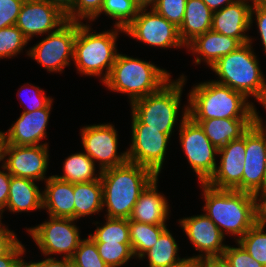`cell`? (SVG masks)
Segmentation results:
<instances>
[{"label": "cell", "mask_w": 266, "mask_h": 267, "mask_svg": "<svg viewBox=\"0 0 266 267\" xmlns=\"http://www.w3.org/2000/svg\"><path fill=\"white\" fill-rule=\"evenodd\" d=\"M156 177L149 168L129 161L102 170L104 217L129 219L140 194Z\"/></svg>", "instance_id": "obj_1"}, {"label": "cell", "mask_w": 266, "mask_h": 267, "mask_svg": "<svg viewBox=\"0 0 266 267\" xmlns=\"http://www.w3.org/2000/svg\"><path fill=\"white\" fill-rule=\"evenodd\" d=\"M199 184L205 201L202 207L204 214L216 224L224 237H235L236 243L255 225L252 193Z\"/></svg>", "instance_id": "obj_2"}, {"label": "cell", "mask_w": 266, "mask_h": 267, "mask_svg": "<svg viewBox=\"0 0 266 267\" xmlns=\"http://www.w3.org/2000/svg\"><path fill=\"white\" fill-rule=\"evenodd\" d=\"M254 39L220 58L210 68L218 76L213 81L242 93L247 99L255 98L266 110V78L258 55L253 49Z\"/></svg>", "instance_id": "obj_3"}, {"label": "cell", "mask_w": 266, "mask_h": 267, "mask_svg": "<svg viewBox=\"0 0 266 267\" xmlns=\"http://www.w3.org/2000/svg\"><path fill=\"white\" fill-rule=\"evenodd\" d=\"M187 97L188 116L191 119L259 118L261 116L254 102L242 93L213 80L196 83Z\"/></svg>", "instance_id": "obj_4"}, {"label": "cell", "mask_w": 266, "mask_h": 267, "mask_svg": "<svg viewBox=\"0 0 266 267\" xmlns=\"http://www.w3.org/2000/svg\"><path fill=\"white\" fill-rule=\"evenodd\" d=\"M92 23L77 22V35L74 41L73 63L77 73L99 77L103 83L110 74L118 55L117 39L124 29L114 27L96 32Z\"/></svg>", "instance_id": "obj_5"}, {"label": "cell", "mask_w": 266, "mask_h": 267, "mask_svg": "<svg viewBox=\"0 0 266 267\" xmlns=\"http://www.w3.org/2000/svg\"><path fill=\"white\" fill-rule=\"evenodd\" d=\"M186 82L187 77L183 73L175 80L170 79L158 91L132 102L130 113L146 125V128L158 129L159 132L172 137L175 129L177 130L188 116V105L184 104L180 111Z\"/></svg>", "instance_id": "obj_6"}, {"label": "cell", "mask_w": 266, "mask_h": 267, "mask_svg": "<svg viewBox=\"0 0 266 267\" xmlns=\"http://www.w3.org/2000/svg\"><path fill=\"white\" fill-rule=\"evenodd\" d=\"M173 76L155 63L118 53L109 76L102 83L109 91L126 94L131 104L158 91Z\"/></svg>", "instance_id": "obj_7"}, {"label": "cell", "mask_w": 266, "mask_h": 267, "mask_svg": "<svg viewBox=\"0 0 266 267\" xmlns=\"http://www.w3.org/2000/svg\"><path fill=\"white\" fill-rule=\"evenodd\" d=\"M77 221L49 216L41 224L26 227V231L43 256L60 255L61 258L71 259L83 240L80 236L81 231L76 225Z\"/></svg>", "instance_id": "obj_8"}, {"label": "cell", "mask_w": 266, "mask_h": 267, "mask_svg": "<svg viewBox=\"0 0 266 267\" xmlns=\"http://www.w3.org/2000/svg\"><path fill=\"white\" fill-rule=\"evenodd\" d=\"M77 22L67 21L57 31L45 35L26 51V55L37 61L51 73H62L73 60Z\"/></svg>", "instance_id": "obj_9"}, {"label": "cell", "mask_w": 266, "mask_h": 267, "mask_svg": "<svg viewBox=\"0 0 266 267\" xmlns=\"http://www.w3.org/2000/svg\"><path fill=\"white\" fill-rule=\"evenodd\" d=\"M178 133L179 144L198 178V183H206L215 172L218 149L207 138L200 125L189 116L182 121Z\"/></svg>", "instance_id": "obj_10"}, {"label": "cell", "mask_w": 266, "mask_h": 267, "mask_svg": "<svg viewBox=\"0 0 266 267\" xmlns=\"http://www.w3.org/2000/svg\"><path fill=\"white\" fill-rule=\"evenodd\" d=\"M131 144L126 149L129 162L145 166L158 177L163 169L167 154V146L171 137L158 129L146 128L132 113Z\"/></svg>", "instance_id": "obj_11"}, {"label": "cell", "mask_w": 266, "mask_h": 267, "mask_svg": "<svg viewBox=\"0 0 266 267\" xmlns=\"http://www.w3.org/2000/svg\"><path fill=\"white\" fill-rule=\"evenodd\" d=\"M149 10V11H148ZM127 36L157 48H186L178 27L150 7H141L138 15L124 29Z\"/></svg>", "instance_id": "obj_12"}, {"label": "cell", "mask_w": 266, "mask_h": 267, "mask_svg": "<svg viewBox=\"0 0 266 267\" xmlns=\"http://www.w3.org/2000/svg\"><path fill=\"white\" fill-rule=\"evenodd\" d=\"M83 151L97 164L98 169L105 170L125 164L127 152L118 153V131L111 123H100L80 127Z\"/></svg>", "instance_id": "obj_13"}, {"label": "cell", "mask_w": 266, "mask_h": 267, "mask_svg": "<svg viewBox=\"0 0 266 267\" xmlns=\"http://www.w3.org/2000/svg\"><path fill=\"white\" fill-rule=\"evenodd\" d=\"M49 145H0V161L10 175L34 181H46Z\"/></svg>", "instance_id": "obj_14"}, {"label": "cell", "mask_w": 266, "mask_h": 267, "mask_svg": "<svg viewBox=\"0 0 266 267\" xmlns=\"http://www.w3.org/2000/svg\"><path fill=\"white\" fill-rule=\"evenodd\" d=\"M179 227L186 234L199 255L191 258L196 262L207 258H221L226 244L225 237L216 224L204 213L178 219Z\"/></svg>", "instance_id": "obj_15"}, {"label": "cell", "mask_w": 266, "mask_h": 267, "mask_svg": "<svg viewBox=\"0 0 266 267\" xmlns=\"http://www.w3.org/2000/svg\"><path fill=\"white\" fill-rule=\"evenodd\" d=\"M266 121L261 116L245 132L246 158L242 175V191L254 193L263 184L266 161Z\"/></svg>", "instance_id": "obj_16"}, {"label": "cell", "mask_w": 266, "mask_h": 267, "mask_svg": "<svg viewBox=\"0 0 266 267\" xmlns=\"http://www.w3.org/2000/svg\"><path fill=\"white\" fill-rule=\"evenodd\" d=\"M66 22V16L47 1L24 0L15 25L31 41L34 36L57 31Z\"/></svg>", "instance_id": "obj_17"}, {"label": "cell", "mask_w": 266, "mask_h": 267, "mask_svg": "<svg viewBox=\"0 0 266 267\" xmlns=\"http://www.w3.org/2000/svg\"><path fill=\"white\" fill-rule=\"evenodd\" d=\"M53 100L43 109L33 112H22L11 127L0 131V144L9 145H49L42 139L47 138V125L49 122ZM42 141V142H41Z\"/></svg>", "instance_id": "obj_18"}, {"label": "cell", "mask_w": 266, "mask_h": 267, "mask_svg": "<svg viewBox=\"0 0 266 267\" xmlns=\"http://www.w3.org/2000/svg\"><path fill=\"white\" fill-rule=\"evenodd\" d=\"M251 5L247 0H235L224 8L213 12L211 30L236 38L241 44L248 43L250 35Z\"/></svg>", "instance_id": "obj_19"}, {"label": "cell", "mask_w": 266, "mask_h": 267, "mask_svg": "<svg viewBox=\"0 0 266 267\" xmlns=\"http://www.w3.org/2000/svg\"><path fill=\"white\" fill-rule=\"evenodd\" d=\"M242 44L233 37L216 33L212 30L196 36L186 45L188 54L196 56L194 64L205 63L209 68L220 58L236 50ZM190 52V53H189Z\"/></svg>", "instance_id": "obj_20"}, {"label": "cell", "mask_w": 266, "mask_h": 267, "mask_svg": "<svg viewBox=\"0 0 266 267\" xmlns=\"http://www.w3.org/2000/svg\"><path fill=\"white\" fill-rule=\"evenodd\" d=\"M159 179L156 177L140 194L134 205L130 220L153 225H167L170 204L167 197L158 190Z\"/></svg>", "instance_id": "obj_21"}, {"label": "cell", "mask_w": 266, "mask_h": 267, "mask_svg": "<svg viewBox=\"0 0 266 267\" xmlns=\"http://www.w3.org/2000/svg\"><path fill=\"white\" fill-rule=\"evenodd\" d=\"M43 209L48 216L75 219V197L73 184L51 175L45 182Z\"/></svg>", "instance_id": "obj_22"}, {"label": "cell", "mask_w": 266, "mask_h": 267, "mask_svg": "<svg viewBox=\"0 0 266 267\" xmlns=\"http://www.w3.org/2000/svg\"><path fill=\"white\" fill-rule=\"evenodd\" d=\"M258 118L192 119L204 130L207 138L219 150L230 141L240 139Z\"/></svg>", "instance_id": "obj_23"}, {"label": "cell", "mask_w": 266, "mask_h": 267, "mask_svg": "<svg viewBox=\"0 0 266 267\" xmlns=\"http://www.w3.org/2000/svg\"><path fill=\"white\" fill-rule=\"evenodd\" d=\"M37 181L11 175L10 190L4 212L30 213L43 209V191Z\"/></svg>", "instance_id": "obj_24"}, {"label": "cell", "mask_w": 266, "mask_h": 267, "mask_svg": "<svg viewBox=\"0 0 266 267\" xmlns=\"http://www.w3.org/2000/svg\"><path fill=\"white\" fill-rule=\"evenodd\" d=\"M213 12L202 0H187L183 22L178 28L180 40L186 46L196 36L210 31Z\"/></svg>", "instance_id": "obj_25"}, {"label": "cell", "mask_w": 266, "mask_h": 267, "mask_svg": "<svg viewBox=\"0 0 266 267\" xmlns=\"http://www.w3.org/2000/svg\"><path fill=\"white\" fill-rule=\"evenodd\" d=\"M75 220L103 212V186L101 180L73 184Z\"/></svg>", "instance_id": "obj_26"}, {"label": "cell", "mask_w": 266, "mask_h": 267, "mask_svg": "<svg viewBox=\"0 0 266 267\" xmlns=\"http://www.w3.org/2000/svg\"><path fill=\"white\" fill-rule=\"evenodd\" d=\"M95 162L83 151L71 153L66 157L62 166V175H53L64 182L84 183L98 180L101 177V170H96ZM98 171V172H97ZM97 172V173H96ZM98 174V175H97Z\"/></svg>", "instance_id": "obj_27"}, {"label": "cell", "mask_w": 266, "mask_h": 267, "mask_svg": "<svg viewBox=\"0 0 266 267\" xmlns=\"http://www.w3.org/2000/svg\"><path fill=\"white\" fill-rule=\"evenodd\" d=\"M170 229H166L159 237L153 247L148 249L139 260L147 259V266L159 267L173 264L182 260L179 256V245Z\"/></svg>", "instance_id": "obj_28"}, {"label": "cell", "mask_w": 266, "mask_h": 267, "mask_svg": "<svg viewBox=\"0 0 266 267\" xmlns=\"http://www.w3.org/2000/svg\"><path fill=\"white\" fill-rule=\"evenodd\" d=\"M168 225L146 224L129 219V239L135 259L140 257L157 242Z\"/></svg>", "instance_id": "obj_29"}, {"label": "cell", "mask_w": 266, "mask_h": 267, "mask_svg": "<svg viewBox=\"0 0 266 267\" xmlns=\"http://www.w3.org/2000/svg\"><path fill=\"white\" fill-rule=\"evenodd\" d=\"M140 8L137 0H104L100 12L89 23L105 14L115 20L114 27L125 29L138 15Z\"/></svg>", "instance_id": "obj_30"}, {"label": "cell", "mask_w": 266, "mask_h": 267, "mask_svg": "<svg viewBox=\"0 0 266 267\" xmlns=\"http://www.w3.org/2000/svg\"><path fill=\"white\" fill-rule=\"evenodd\" d=\"M243 171L244 163L217 161L215 172L206 183L217 189L242 191Z\"/></svg>", "instance_id": "obj_31"}, {"label": "cell", "mask_w": 266, "mask_h": 267, "mask_svg": "<svg viewBox=\"0 0 266 267\" xmlns=\"http://www.w3.org/2000/svg\"><path fill=\"white\" fill-rule=\"evenodd\" d=\"M105 221H95L92 224L96 226L94 233L88 236L94 242H118L130 243L129 239V219L104 217ZM99 224V225H97Z\"/></svg>", "instance_id": "obj_32"}, {"label": "cell", "mask_w": 266, "mask_h": 267, "mask_svg": "<svg viewBox=\"0 0 266 267\" xmlns=\"http://www.w3.org/2000/svg\"><path fill=\"white\" fill-rule=\"evenodd\" d=\"M99 255L109 267L126 266L135 259L131 243L95 242Z\"/></svg>", "instance_id": "obj_33"}, {"label": "cell", "mask_w": 266, "mask_h": 267, "mask_svg": "<svg viewBox=\"0 0 266 267\" xmlns=\"http://www.w3.org/2000/svg\"><path fill=\"white\" fill-rule=\"evenodd\" d=\"M28 43L29 40L16 25L0 29V59L16 57Z\"/></svg>", "instance_id": "obj_34"}, {"label": "cell", "mask_w": 266, "mask_h": 267, "mask_svg": "<svg viewBox=\"0 0 266 267\" xmlns=\"http://www.w3.org/2000/svg\"><path fill=\"white\" fill-rule=\"evenodd\" d=\"M266 228L254 225L237 242L266 267Z\"/></svg>", "instance_id": "obj_35"}, {"label": "cell", "mask_w": 266, "mask_h": 267, "mask_svg": "<svg viewBox=\"0 0 266 267\" xmlns=\"http://www.w3.org/2000/svg\"><path fill=\"white\" fill-rule=\"evenodd\" d=\"M71 261L78 267H109L100 257L95 242L89 236L80 242Z\"/></svg>", "instance_id": "obj_36"}, {"label": "cell", "mask_w": 266, "mask_h": 267, "mask_svg": "<svg viewBox=\"0 0 266 267\" xmlns=\"http://www.w3.org/2000/svg\"><path fill=\"white\" fill-rule=\"evenodd\" d=\"M17 96L21 99L20 103L24 107L23 112H33L37 109H43L54 100L49 95L46 96L42 88L31 83L23 84L19 88Z\"/></svg>", "instance_id": "obj_37"}, {"label": "cell", "mask_w": 266, "mask_h": 267, "mask_svg": "<svg viewBox=\"0 0 266 267\" xmlns=\"http://www.w3.org/2000/svg\"><path fill=\"white\" fill-rule=\"evenodd\" d=\"M186 2L187 0H157L151 8L179 28L183 22Z\"/></svg>", "instance_id": "obj_38"}, {"label": "cell", "mask_w": 266, "mask_h": 267, "mask_svg": "<svg viewBox=\"0 0 266 267\" xmlns=\"http://www.w3.org/2000/svg\"><path fill=\"white\" fill-rule=\"evenodd\" d=\"M236 246H226L221 258L229 267H265L257 262L251 255L238 243Z\"/></svg>", "instance_id": "obj_39"}, {"label": "cell", "mask_w": 266, "mask_h": 267, "mask_svg": "<svg viewBox=\"0 0 266 267\" xmlns=\"http://www.w3.org/2000/svg\"><path fill=\"white\" fill-rule=\"evenodd\" d=\"M104 0H76L73 10L66 16L67 21L89 23L99 12Z\"/></svg>", "instance_id": "obj_40"}, {"label": "cell", "mask_w": 266, "mask_h": 267, "mask_svg": "<svg viewBox=\"0 0 266 267\" xmlns=\"http://www.w3.org/2000/svg\"><path fill=\"white\" fill-rule=\"evenodd\" d=\"M218 157L219 161L244 163L246 158L245 133L240 139L230 141L223 148L219 149Z\"/></svg>", "instance_id": "obj_41"}, {"label": "cell", "mask_w": 266, "mask_h": 267, "mask_svg": "<svg viewBox=\"0 0 266 267\" xmlns=\"http://www.w3.org/2000/svg\"><path fill=\"white\" fill-rule=\"evenodd\" d=\"M24 0H0V29L15 25Z\"/></svg>", "instance_id": "obj_42"}, {"label": "cell", "mask_w": 266, "mask_h": 267, "mask_svg": "<svg viewBox=\"0 0 266 267\" xmlns=\"http://www.w3.org/2000/svg\"><path fill=\"white\" fill-rule=\"evenodd\" d=\"M254 20L256 22H254ZM256 23L257 33L260 36L262 50L266 55V6L251 7L250 11V28Z\"/></svg>", "instance_id": "obj_43"}, {"label": "cell", "mask_w": 266, "mask_h": 267, "mask_svg": "<svg viewBox=\"0 0 266 267\" xmlns=\"http://www.w3.org/2000/svg\"><path fill=\"white\" fill-rule=\"evenodd\" d=\"M255 225L266 227V191L252 193Z\"/></svg>", "instance_id": "obj_44"}, {"label": "cell", "mask_w": 266, "mask_h": 267, "mask_svg": "<svg viewBox=\"0 0 266 267\" xmlns=\"http://www.w3.org/2000/svg\"><path fill=\"white\" fill-rule=\"evenodd\" d=\"M20 240L13 230L8 229V225L0 226V256L8 254Z\"/></svg>", "instance_id": "obj_45"}, {"label": "cell", "mask_w": 266, "mask_h": 267, "mask_svg": "<svg viewBox=\"0 0 266 267\" xmlns=\"http://www.w3.org/2000/svg\"><path fill=\"white\" fill-rule=\"evenodd\" d=\"M26 249L20 241L8 254L0 256V267H15L24 258Z\"/></svg>", "instance_id": "obj_46"}, {"label": "cell", "mask_w": 266, "mask_h": 267, "mask_svg": "<svg viewBox=\"0 0 266 267\" xmlns=\"http://www.w3.org/2000/svg\"><path fill=\"white\" fill-rule=\"evenodd\" d=\"M11 175L7 169L0 165V210L4 213L10 190Z\"/></svg>", "instance_id": "obj_47"}, {"label": "cell", "mask_w": 266, "mask_h": 267, "mask_svg": "<svg viewBox=\"0 0 266 267\" xmlns=\"http://www.w3.org/2000/svg\"><path fill=\"white\" fill-rule=\"evenodd\" d=\"M33 267H68V258L45 256V259L42 261H34Z\"/></svg>", "instance_id": "obj_48"}, {"label": "cell", "mask_w": 266, "mask_h": 267, "mask_svg": "<svg viewBox=\"0 0 266 267\" xmlns=\"http://www.w3.org/2000/svg\"><path fill=\"white\" fill-rule=\"evenodd\" d=\"M58 8L65 16H67L74 8L76 0H44Z\"/></svg>", "instance_id": "obj_49"}, {"label": "cell", "mask_w": 266, "mask_h": 267, "mask_svg": "<svg viewBox=\"0 0 266 267\" xmlns=\"http://www.w3.org/2000/svg\"><path fill=\"white\" fill-rule=\"evenodd\" d=\"M197 267H229L222 258H207L197 262Z\"/></svg>", "instance_id": "obj_50"}, {"label": "cell", "mask_w": 266, "mask_h": 267, "mask_svg": "<svg viewBox=\"0 0 266 267\" xmlns=\"http://www.w3.org/2000/svg\"><path fill=\"white\" fill-rule=\"evenodd\" d=\"M202 1L208 6V8L212 12H215L233 3L235 0H202Z\"/></svg>", "instance_id": "obj_51"}, {"label": "cell", "mask_w": 266, "mask_h": 267, "mask_svg": "<svg viewBox=\"0 0 266 267\" xmlns=\"http://www.w3.org/2000/svg\"><path fill=\"white\" fill-rule=\"evenodd\" d=\"M153 267V266H148ZM159 267H197V262L193 260L190 256L184 257L182 260L175 262L173 264L159 266Z\"/></svg>", "instance_id": "obj_52"}, {"label": "cell", "mask_w": 266, "mask_h": 267, "mask_svg": "<svg viewBox=\"0 0 266 267\" xmlns=\"http://www.w3.org/2000/svg\"><path fill=\"white\" fill-rule=\"evenodd\" d=\"M157 0H137L141 7H152Z\"/></svg>", "instance_id": "obj_53"}, {"label": "cell", "mask_w": 266, "mask_h": 267, "mask_svg": "<svg viewBox=\"0 0 266 267\" xmlns=\"http://www.w3.org/2000/svg\"><path fill=\"white\" fill-rule=\"evenodd\" d=\"M15 267H33V261H26L22 258Z\"/></svg>", "instance_id": "obj_54"}, {"label": "cell", "mask_w": 266, "mask_h": 267, "mask_svg": "<svg viewBox=\"0 0 266 267\" xmlns=\"http://www.w3.org/2000/svg\"><path fill=\"white\" fill-rule=\"evenodd\" d=\"M247 1L250 3L251 7L266 6V0H247Z\"/></svg>", "instance_id": "obj_55"}, {"label": "cell", "mask_w": 266, "mask_h": 267, "mask_svg": "<svg viewBox=\"0 0 266 267\" xmlns=\"http://www.w3.org/2000/svg\"><path fill=\"white\" fill-rule=\"evenodd\" d=\"M265 167H266V161H265ZM258 191H266V168H265V174H264L262 187Z\"/></svg>", "instance_id": "obj_56"}, {"label": "cell", "mask_w": 266, "mask_h": 267, "mask_svg": "<svg viewBox=\"0 0 266 267\" xmlns=\"http://www.w3.org/2000/svg\"><path fill=\"white\" fill-rule=\"evenodd\" d=\"M68 267H78V266H76V265L71 261V259H68Z\"/></svg>", "instance_id": "obj_57"}, {"label": "cell", "mask_w": 266, "mask_h": 267, "mask_svg": "<svg viewBox=\"0 0 266 267\" xmlns=\"http://www.w3.org/2000/svg\"><path fill=\"white\" fill-rule=\"evenodd\" d=\"M2 219H3V213L2 211L0 210V226H3V222H2Z\"/></svg>", "instance_id": "obj_58"}]
</instances>
